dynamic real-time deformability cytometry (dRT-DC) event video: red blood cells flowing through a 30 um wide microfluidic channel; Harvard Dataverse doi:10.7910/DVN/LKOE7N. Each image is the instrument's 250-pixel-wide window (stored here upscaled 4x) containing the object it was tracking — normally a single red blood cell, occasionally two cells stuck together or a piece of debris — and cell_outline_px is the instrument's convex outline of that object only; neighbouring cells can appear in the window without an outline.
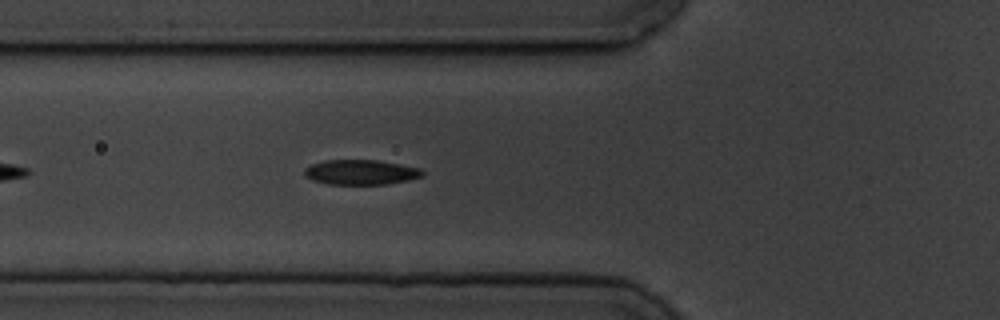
{"species": "common noctule bat (a hibernating species)", "species_latin": "Nyctalus noctula", "temperature_condition": "cold", "stored_images_in_passage": 5, "camera_frame_rate_fps": 3000, "um_per_image_px": 0.085, "animal": {"sex": "male", "body_mass_g": 19.5, "forearm_length_mm": 54.6}, "frame": {"image": 1, "passage_image": 5, "time_ms": 6.333, "image_size_px": [1000, 320], "cell_outline_px": [[424, 176], [408, 180], [384, 184], [328, 184], [312, 180], [304, 176], [304, 168], [312, 164], [324, 160], [380, 160], [420, 168], [424, 172]], "centroid_in_image_um": [30.66, 14.63], "position_along_channel_um": 95.1, "area_um2": 17.22}}